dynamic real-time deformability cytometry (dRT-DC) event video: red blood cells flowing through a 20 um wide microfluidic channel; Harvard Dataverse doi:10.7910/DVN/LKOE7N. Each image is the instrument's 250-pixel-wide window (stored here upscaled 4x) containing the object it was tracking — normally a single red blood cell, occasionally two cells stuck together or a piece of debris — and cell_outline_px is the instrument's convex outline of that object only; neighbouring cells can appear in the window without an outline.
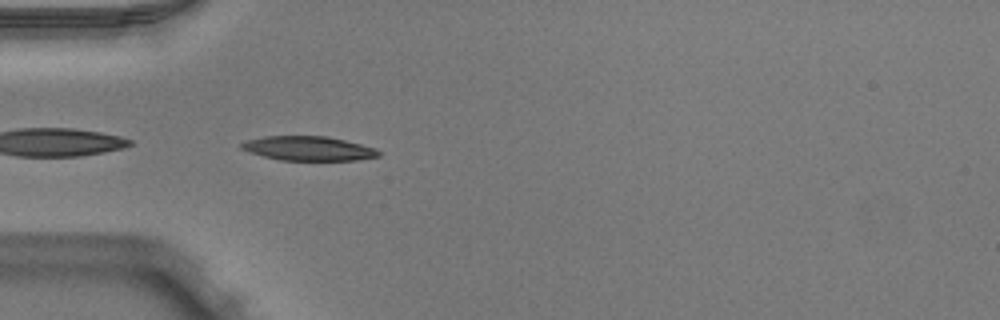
{"species": "Egyptian fruit bat (a non-hibernating species)", "species_latin": "Rousettus aegyptiacus", "temperature_condition": "warm", "stored_images_in_passage": 36, "camera_frame_rate_fps": 3000, "um_per_image_px": 0.085, "animal": {"sex": "male"}, "frame": {"image": 1, "passage_image": 1, "time_ms": 0.0, "image_size_px": [1000, 320], "cell_outline_px": [[380, 156], [356, 160], [280, 160], [264, 156], [240, 148], [240, 144], [248, 140], [264, 136], [328, 136], [376, 148], [380, 152]], "centroid_in_image_um": [26.24, 12.61], "position_along_channel_um": 58.8, "area_um2": 19.25}}
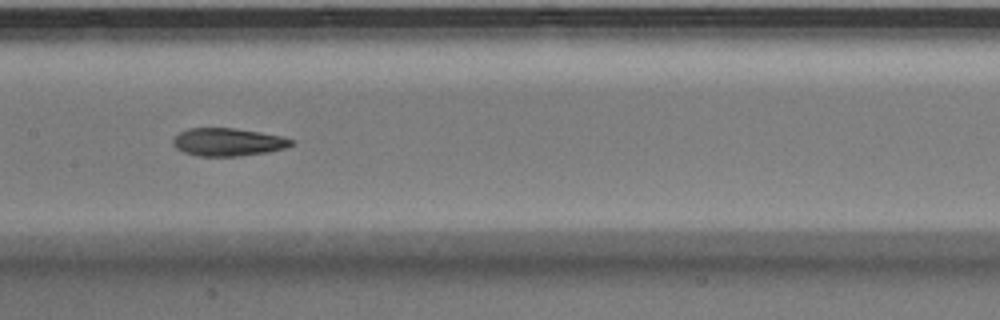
{"frame": {"image": 2, "passage_image": 11, "time_ms": 3.333, "image_size_px": [1000, 320], "cell_outline_px": [[296, 140], [292, 144], [284, 148], [268, 152], [236, 156], [200, 156], [184, 152], [176, 148], [172, 144], [172, 140], [180, 132], [188, 128], [236, 128], [260, 132], [280, 136]], "centroid_in_image_um": [19.37, 12.07], "position_along_channel_um": 188.0, "area_um2": 19.13}}
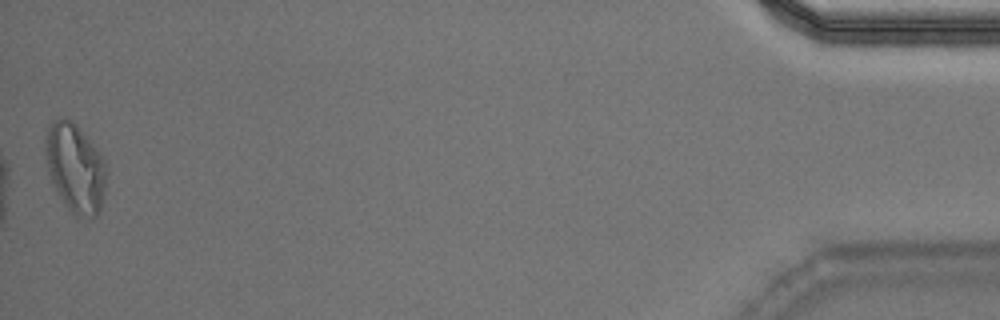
{"frame": {"image": 3, "passage_image": 36, "time_ms": 11.667, "image_size_px": [1000, 320], "cell_outline_px": [[108, 172], [104, 192], [100, 208], [96, 216], [76, 216], [64, 204], [48, 172], [44, 148], [44, 140], [48, 128], [60, 116], [64, 116], [72, 120], [76, 124], [104, 160], [108, 168]], "centroid_in_image_um": [6.39, 14.25], "position_along_channel_um": 428.8, "area_um2": 31.33}, "authors_computed_cell_mechanics": {"area_um2": 20.0277, "velocity_mm_per_s": 3.9745, "shape_relaxation_time_tau1_ms": 8.1592, "shape_relaxation_time_tau2_ms": 3.4949, "deformation_change_tau1": 0.2181, "deformation_change_tau2": 0.1136}}